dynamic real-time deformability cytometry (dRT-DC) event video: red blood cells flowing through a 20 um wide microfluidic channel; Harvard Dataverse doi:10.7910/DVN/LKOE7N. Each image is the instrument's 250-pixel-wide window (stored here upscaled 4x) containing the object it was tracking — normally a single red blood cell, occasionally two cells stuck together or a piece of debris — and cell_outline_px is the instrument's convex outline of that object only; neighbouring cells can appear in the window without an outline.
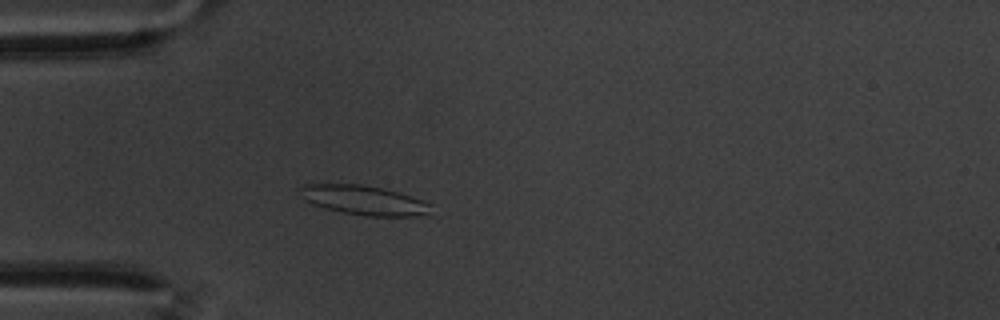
{"species": "common noctule bat (a hibernating species)", "species_latin": "Nyctalus noctula", "temperature_condition": "warm", "stored_images_in_passage": 51, "camera_frame_rate_fps": 3000, "um_per_image_px": 0.085, "animal": {"sex": "male", "body_mass_g": 20.1, "forearm_length_mm": 53.5}, "frame": {"image": 1, "passage_image": 9, "time_ms": 2.667, "image_size_px": [1000, 320], "cell_outline_px": [[428, 212], [416, 216], [364, 216], [344, 212], [312, 204], [304, 200], [300, 188], [304, 184], [360, 184], [384, 188], [420, 200], [428, 204]], "centroid_in_image_um": [30.86, 17.01], "position_along_channel_um": 54.1, "area_um2": 21.79}}
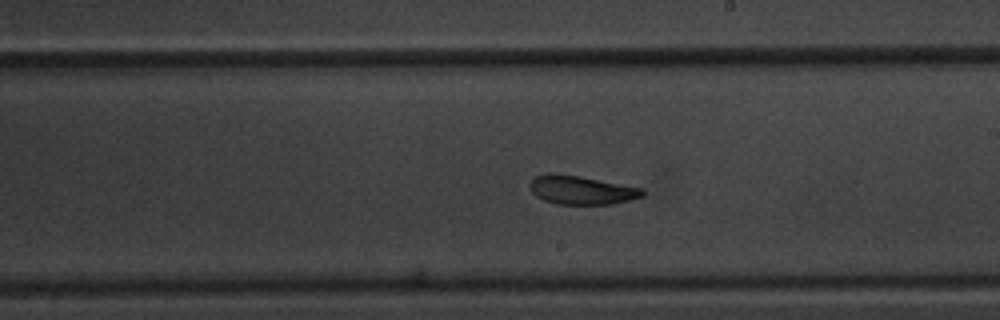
{"frame": {"image": 2, "passage_image": 26, "time_ms": 8.333, "image_size_px": [1000, 320], "cell_outline_px": [[644, 196], [632, 200], [612, 204], [556, 204], [544, 200], [536, 196], [532, 192], [532, 180], [536, 176], [548, 172], [552, 172], [580, 176], [644, 188]], "centroid_in_image_um": [49.47, 16.15], "position_along_channel_um": 239.5, "area_um2": 18.9}}
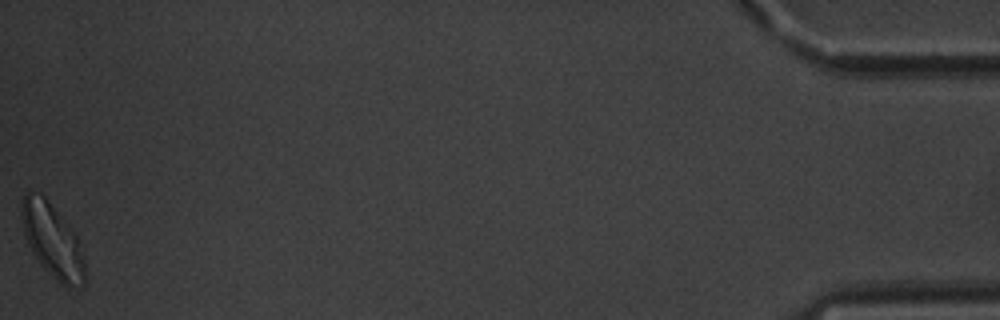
{"frame": {"image": 3, "passage_image": 51, "time_ms": 16.667, "image_size_px": [1000, 320], "cell_outline_px": [[84, 288], [68, 288], [60, 284], [44, 268], [32, 252], [28, 244], [24, 232], [20, 212], [20, 208], [24, 192], [28, 188], [40, 192], [44, 196], [68, 224], [84, 248]], "centroid_in_image_um": [4.46, 20.43], "position_along_channel_um": 430.7, "area_um2": 27.69}, "authors_computed_cell_mechanics": {"area_um2": 20.6346, "velocity_mm_per_s": 3.4161, "shape_relaxation_time_tau1_ms": 4.0107, "shape_relaxation_time_tau2_ms": 2.5719, "deformation_change_tau1": 0.1016, "deformation_change_tau2": 0.0973}}